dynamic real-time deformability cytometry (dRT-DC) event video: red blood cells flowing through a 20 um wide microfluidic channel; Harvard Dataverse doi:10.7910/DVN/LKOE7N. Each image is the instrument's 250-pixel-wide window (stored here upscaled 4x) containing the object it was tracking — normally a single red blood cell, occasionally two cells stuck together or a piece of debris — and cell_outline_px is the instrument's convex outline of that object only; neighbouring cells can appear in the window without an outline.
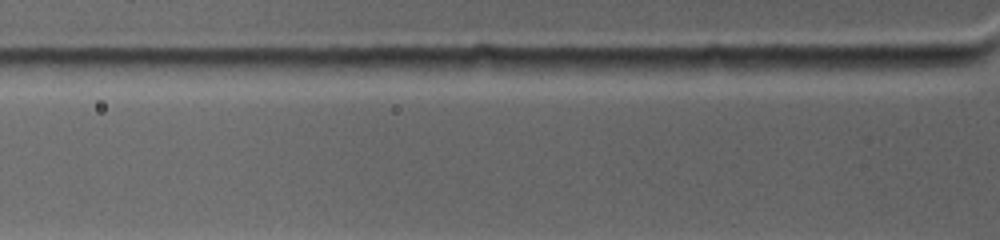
{"species": "common noctule bat (a hibernating species)", "species_latin": "Nyctalus noctula", "temperature_condition": "warm", "stored_images_in_passage": 3, "camera_frame_rate_fps": 4500, "um_per_image_px": 0.085, "animal": {"sex": "female", "body_mass_g": 19.0, "forearm_length_mm": 53.3}, "frame": {"image": 1, "passage_image": 3, "time_ms": 1.556, "image_size_px": [1000, 240], "cell_outline_px": [[968, 64], [940, 68], [816, 72], [804, 68], [804, 64], [812, 56], [960, 56], [968, 60]], "centroid_in_image_um": [74.84, 5.35], "position_along_channel_um": 51.0, "area_um2": 15.43}}